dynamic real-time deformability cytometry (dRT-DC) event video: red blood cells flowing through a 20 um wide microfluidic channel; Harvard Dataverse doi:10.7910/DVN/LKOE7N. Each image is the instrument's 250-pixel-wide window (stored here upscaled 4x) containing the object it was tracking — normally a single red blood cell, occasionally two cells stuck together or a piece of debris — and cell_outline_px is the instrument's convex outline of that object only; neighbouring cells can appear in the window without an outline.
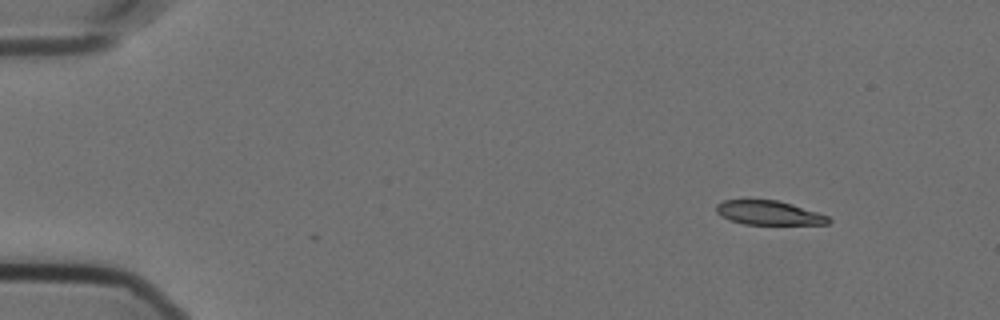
{"species": "Egyptian fruit bat (a non-hibernating species)", "species_latin": "Rousettus aegyptiacus", "temperature_condition": "cold", "stored_images_in_passage": 6, "camera_frame_rate_fps": 3000, "um_per_image_px": 0.085, "animal": {"sex": "female"}, "frame": {"image": 1, "passage_image": 6, "time_ms": 1.667, "image_size_px": [1000, 320], "cell_outline_px": [[832, 220], [828, 224], [744, 224], [728, 220], [716, 212], [716, 204], [724, 200], [776, 200], [792, 204], [828, 216]], "centroid_in_image_um": [65.32, 18.09], "position_along_channel_um": 19.7, "area_um2": 15.66}}